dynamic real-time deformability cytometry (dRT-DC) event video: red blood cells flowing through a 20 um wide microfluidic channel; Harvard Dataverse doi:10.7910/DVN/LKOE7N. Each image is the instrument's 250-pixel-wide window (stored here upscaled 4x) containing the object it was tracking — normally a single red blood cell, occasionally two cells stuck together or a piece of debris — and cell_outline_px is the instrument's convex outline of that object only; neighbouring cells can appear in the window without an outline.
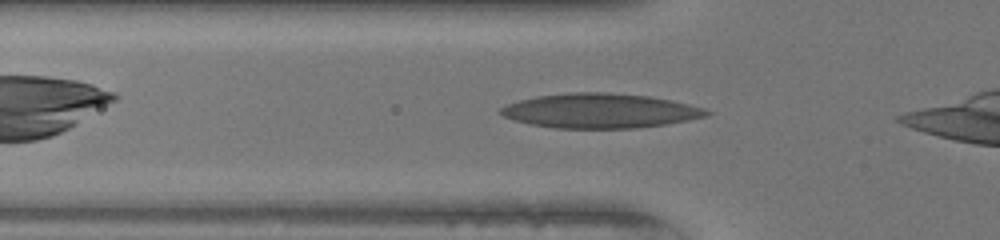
{"species": "human", "species_latin": "Homo sapiens", "temperature_condition": "warm", "stored_images_in_passage": 26, "camera_frame_rate_fps": 3000, "um_per_image_px": 0.085, "donor": {"sex": "female"}, "frame": {"image": 1, "passage_image": 2, "time_ms": 0.333, "image_size_px": [1000, 240], "cell_outline_px": [[712, 112], [708, 116], [688, 120], [664, 124], [636, 128], [556, 128], [532, 124], [516, 120], [504, 116], [500, 112], [500, 108], [508, 104], [520, 100], [536, 96], [572, 92], [604, 92], [648, 96], [672, 100], [704, 108]], "centroid_in_image_um": [51.04, 9.41], "position_along_channel_um": 74.8, "area_um2": 41.15}}
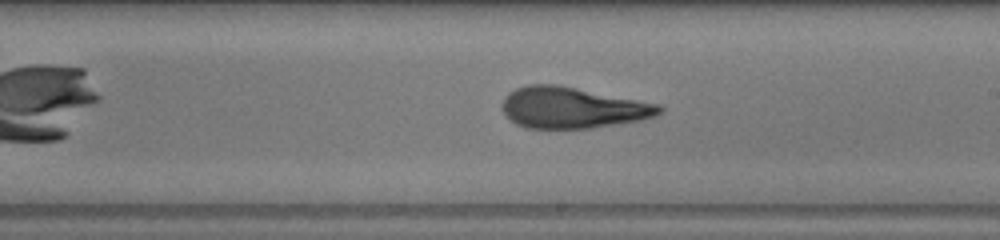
{"frame": {"image": 2, "passage_image": 14, "time_ms": 4.333, "image_size_px": [1000, 240], "cell_outline_px": [[664, 108], [656, 116], [640, 120], [592, 128], [524, 128], [516, 124], [504, 112], [504, 96], [508, 92], [516, 88], [528, 84], [556, 84], [660, 104]], "centroid_in_image_um": [48.67, 9.15], "position_along_channel_um": 240.3, "area_um2": 37.45}}
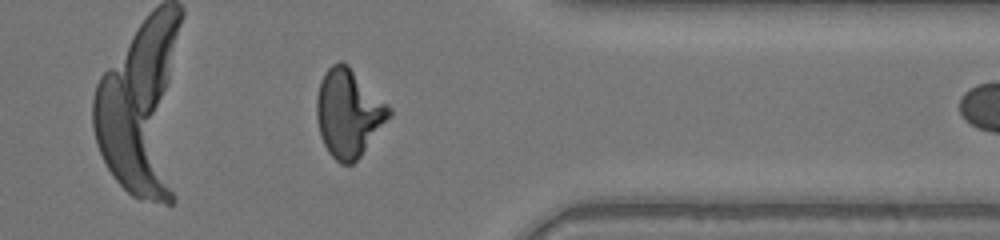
{"frame": {"image": 3, "passage_image": 25, "time_ms": 8.0, "image_size_px": [1000, 240], "cell_outline_px": [[392, 116], [360, 156], [352, 164], [340, 164], [328, 152], [320, 136], [316, 116], [316, 96], [320, 80], [324, 72], [332, 64], [340, 60], [348, 64], [392, 108]], "centroid_in_image_um": [29.62, 9.59], "position_along_channel_um": 381.8, "area_um2": 37.4}}